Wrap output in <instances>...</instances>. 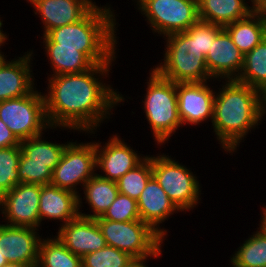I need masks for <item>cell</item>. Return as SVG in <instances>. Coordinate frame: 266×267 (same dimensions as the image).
Instances as JSON below:
<instances>
[{"instance_id":"cell-1","label":"cell","mask_w":266,"mask_h":267,"mask_svg":"<svg viewBox=\"0 0 266 267\" xmlns=\"http://www.w3.org/2000/svg\"><path fill=\"white\" fill-rule=\"evenodd\" d=\"M112 66L98 64L81 73L47 76L44 98L50 126L95 135L126 97L106 83Z\"/></svg>"},{"instance_id":"cell-2","label":"cell","mask_w":266,"mask_h":267,"mask_svg":"<svg viewBox=\"0 0 266 267\" xmlns=\"http://www.w3.org/2000/svg\"><path fill=\"white\" fill-rule=\"evenodd\" d=\"M222 83V88L215 92L211 127L222 150L233 156L246 135L252 129H259L266 106L259 90L237 80H222Z\"/></svg>"},{"instance_id":"cell-3","label":"cell","mask_w":266,"mask_h":267,"mask_svg":"<svg viewBox=\"0 0 266 267\" xmlns=\"http://www.w3.org/2000/svg\"><path fill=\"white\" fill-rule=\"evenodd\" d=\"M114 11L110 4H96L79 21L48 31L41 37L43 44L78 48L95 65L113 64L118 55L116 50H119L116 29L119 23Z\"/></svg>"},{"instance_id":"cell-4","label":"cell","mask_w":266,"mask_h":267,"mask_svg":"<svg viewBox=\"0 0 266 267\" xmlns=\"http://www.w3.org/2000/svg\"><path fill=\"white\" fill-rule=\"evenodd\" d=\"M164 59L153 69L174 83L212 81L198 45V21L187 31L164 37ZM167 39V40H166Z\"/></svg>"},{"instance_id":"cell-5","label":"cell","mask_w":266,"mask_h":267,"mask_svg":"<svg viewBox=\"0 0 266 267\" xmlns=\"http://www.w3.org/2000/svg\"><path fill=\"white\" fill-rule=\"evenodd\" d=\"M142 105L147 122L157 145L166 144L182 126L178 115L176 83L150 68Z\"/></svg>"},{"instance_id":"cell-6","label":"cell","mask_w":266,"mask_h":267,"mask_svg":"<svg viewBox=\"0 0 266 267\" xmlns=\"http://www.w3.org/2000/svg\"><path fill=\"white\" fill-rule=\"evenodd\" d=\"M95 220L107 245L127 252L134 259L161 257L164 239L142 220Z\"/></svg>"},{"instance_id":"cell-7","label":"cell","mask_w":266,"mask_h":267,"mask_svg":"<svg viewBox=\"0 0 266 267\" xmlns=\"http://www.w3.org/2000/svg\"><path fill=\"white\" fill-rule=\"evenodd\" d=\"M152 173L181 212H189L201 201V185L190 168L166 154L152 155Z\"/></svg>"},{"instance_id":"cell-8","label":"cell","mask_w":266,"mask_h":267,"mask_svg":"<svg viewBox=\"0 0 266 267\" xmlns=\"http://www.w3.org/2000/svg\"><path fill=\"white\" fill-rule=\"evenodd\" d=\"M0 119L20 142L55 130L47 119L44 93L36 88L28 95L1 101Z\"/></svg>"},{"instance_id":"cell-9","label":"cell","mask_w":266,"mask_h":267,"mask_svg":"<svg viewBox=\"0 0 266 267\" xmlns=\"http://www.w3.org/2000/svg\"><path fill=\"white\" fill-rule=\"evenodd\" d=\"M136 5L152 33L163 39L187 31L199 20L197 0H141Z\"/></svg>"},{"instance_id":"cell-10","label":"cell","mask_w":266,"mask_h":267,"mask_svg":"<svg viewBox=\"0 0 266 267\" xmlns=\"http://www.w3.org/2000/svg\"><path fill=\"white\" fill-rule=\"evenodd\" d=\"M97 172L96 170V148L95 141L91 142H70L60 159V162L52 172L51 185L72 191L79 195V208L84 202L79 188Z\"/></svg>"},{"instance_id":"cell-11","label":"cell","mask_w":266,"mask_h":267,"mask_svg":"<svg viewBox=\"0 0 266 267\" xmlns=\"http://www.w3.org/2000/svg\"><path fill=\"white\" fill-rule=\"evenodd\" d=\"M40 184L19 183L0 198L2 222L11 226L40 228Z\"/></svg>"},{"instance_id":"cell-12","label":"cell","mask_w":266,"mask_h":267,"mask_svg":"<svg viewBox=\"0 0 266 267\" xmlns=\"http://www.w3.org/2000/svg\"><path fill=\"white\" fill-rule=\"evenodd\" d=\"M107 143L96 142V170H101V174L96 172L97 175L110 181H117L124 176L128 171L134 169L146 157L143 154L137 153L133 150L125 140L118 134L110 135ZM142 155V156H141ZM103 172V174H102Z\"/></svg>"},{"instance_id":"cell-13","label":"cell","mask_w":266,"mask_h":267,"mask_svg":"<svg viewBox=\"0 0 266 267\" xmlns=\"http://www.w3.org/2000/svg\"><path fill=\"white\" fill-rule=\"evenodd\" d=\"M208 82L211 81L176 83L178 115L182 127L201 125L205 121L212 123L216 90Z\"/></svg>"},{"instance_id":"cell-14","label":"cell","mask_w":266,"mask_h":267,"mask_svg":"<svg viewBox=\"0 0 266 267\" xmlns=\"http://www.w3.org/2000/svg\"><path fill=\"white\" fill-rule=\"evenodd\" d=\"M36 228L0 223V253L9 263L36 267L42 235Z\"/></svg>"},{"instance_id":"cell-15","label":"cell","mask_w":266,"mask_h":267,"mask_svg":"<svg viewBox=\"0 0 266 267\" xmlns=\"http://www.w3.org/2000/svg\"><path fill=\"white\" fill-rule=\"evenodd\" d=\"M33 50L24 52L23 56L14 59L7 57L0 64V102L8 99L19 98L30 94L34 86ZM33 54V55H32ZM11 60V61H10Z\"/></svg>"},{"instance_id":"cell-16","label":"cell","mask_w":266,"mask_h":267,"mask_svg":"<svg viewBox=\"0 0 266 267\" xmlns=\"http://www.w3.org/2000/svg\"><path fill=\"white\" fill-rule=\"evenodd\" d=\"M35 9L43 26L44 36L48 31L82 19L95 5L92 0H25Z\"/></svg>"},{"instance_id":"cell-17","label":"cell","mask_w":266,"mask_h":267,"mask_svg":"<svg viewBox=\"0 0 266 267\" xmlns=\"http://www.w3.org/2000/svg\"><path fill=\"white\" fill-rule=\"evenodd\" d=\"M243 58L244 55L233 43L229 33L223 29L215 40H212V46L205 60L213 81L221 82L238 78L243 67Z\"/></svg>"},{"instance_id":"cell-18","label":"cell","mask_w":266,"mask_h":267,"mask_svg":"<svg viewBox=\"0 0 266 267\" xmlns=\"http://www.w3.org/2000/svg\"><path fill=\"white\" fill-rule=\"evenodd\" d=\"M140 219L166 240L167 232L161 224L174 213L181 212L167 196L166 192L152 176L137 200Z\"/></svg>"},{"instance_id":"cell-19","label":"cell","mask_w":266,"mask_h":267,"mask_svg":"<svg viewBox=\"0 0 266 267\" xmlns=\"http://www.w3.org/2000/svg\"><path fill=\"white\" fill-rule=\"evenodd\" d=\"M56 233L63 245L80 257L107 245L96 220L80 215L60 226Z\"/></svg>"},{"instance_id":"cell-20","label":"cell","mask_w":266,"mask_h":267,"mask_svg":"<svg viewBox=\"0 0 266 267\" xmlns=\"http://www.w3.org/2000/svg\"><path fill=\"white\" fill-rule=\"evenodd\" d=\"M79 215V195L51 184L41 185L39 198L40 228L44 220H56L62 226Z\"/></svg>"},{"instance_id":"cell-21","label":"cell","mask_w":266,"mask_h":267,"mask_svg":"<svg viewBox=\"0 0 266 267\" xmlns=\"http://www.w3.org/2000/svg\"><path fill=\"white\" fill-rule=\"evenodd\" d=\"M199 20L222 27L252 13L246 0H197Z\"/></svg>"},{"instance_id":"cell-22","label":"cell","mask_w":266,"mask_h":267,"mask_svg":"<svg viewBox=\"0 0 266 267\" xmlns=\"http://www.w3.org/2000/svg\"><path fill=\"white\" fill-rule=\"evenodd\" d=\"M233 43L245 55L266 37V13L252 12L242 20L223 27Z\"/></svg>"},{"instance_id":"cell-23","label":"cell","mask_w":266,"mask_h":267,"mask_svg":"<svg viewBox=\"0 0 266 267\" xmlns=\"http://www.w3.org/2000/svg\"><path fill=\"white\" fill-rule=\"evenodd\" d=\"M81 189L84 194L83 199L91 208L90 213L92 214L82 213L83 210H80V208L79 214L85 218L92 219L101 217L119 193L115 181L104 179L97 174L92 176Z\"/></svg>"},{"instance_id":"cell-24","label":"cell","mask_w":266,"mask_h":267,"mask_svg":"<svg viewBox=\"0 0 266 267\" xmlns=\"http://www.w3.org/2000/svg\"><path fill=\"white\" fill-rule=\"evenodd\" d=\"M43 47L52 70L48 76L81 73L95 65L78 48L58 47V44H43Z\"/></svg>"},{"instance_id":"cell-25","label":"cell","mask_w":266,"mask_h":267,"mask_svg":"<svg viewBox=\"0 0 266 267\" xmlns=\"http://www.w3.org/2000/svg\"><path fill=\"white\" fill-rule=\"evenodd\" d=\"M266 93V37L249 53L244 55L242 70L236 79Z\"/></svg>"},{"instance_id":"cell-26","label":"cell","mask_w":266,"mask_h":267,"mask_svg":"<svg viewBox=\"0 0 266 267\" xmlns=\"http://www.w3.org/2000/svg\"><path fill=\"white\" fill-rule=\"evenodd\" d=\"M42 137L43 134L23 140L20 142V147L28 157V163L46 164L53 171L71 141L60 144L48 141L47 138L44 140Z\"/></svg>"},{"instance_id":"cell-27","label":"cell","mask_w":266,"mask_h":267,"mask_svg":"<svg viewBox=\"0 0 266 267\" xmlns=\"http://www.w3.org/2000/svg\"><path fill=\"white\" fill-rule=\"evenodd\" d=\"M36 267H82V257L68 250L56 236L43 237Z\"/></svg>"},{"instance_id":"cell-28","label":"cell","mask_w":266,"mask_h":267,"mask_svg":"<svg viewBox=\"0 0 266 267\" xmlns=\"http://www.w3.org/2000/svg\"><path fill=\"white\" fill-rule=\"evenodd\" d=\"M232 254L230 262L239 267H266V234L258 228Z\"/></svg>"},{"instance_id":"cell-29","label":"cell","mask_w":266,"mask_h":267,"mask_svg":"<svg viewBox=\"0 0 266 267\" xmlns=\"http://www.w3.org/2000/svg\"><path fill=\"white\" fill-rule=\"evenodd\" d=\"M152 176V155H147L139 165L116 181L118 191L138 200Z\"/></svg>"},{"instance_id":"cell-30","label":"cell","mask_w":266,"mask_h":267,"mask_svg":"<svg viewBox=\"0 0 266 267\" xmlns=\"http://www.w3.org/2000/svg\"><path fill=\"white\" fill-rule=\"evenodd\" d=\"M20 146L0 148V198L19 184Z\"/></svg>"},{"instance_id":"cell-31","label":"cell","mask_w":266,"mask_h":267,"mask_svg":"<svg viewBox=\"0 0 266 267\" xmlns=\"http://www.w3.org/2000/svg\"><path fill=\"white\" fill-rule=\"evenodd\" d=\"M134 258L127 252L106 245L104 248L85 254L82 267H126Z\"/></svg>"},{"instance_id":"cell-32","label":"cell","mask_w":266,"mask_h":267,"mask_svg":"<svg viewBox=\"0 0 266 267\" xmlns=\"http://www.w3.org/2000/svg\"><path fill=\"white\" fill-rule=\"evenodd\" d=\"M95 219H107L120 222L141 220L137 200L118 193L114 202L105 213L101 217Z\"/></svg>"},{"instance_id":"cell-33","label":"cell","mask_w":266,"mask_h":267,"mask_svg":"<svg viewBox=\"0 0 266 267\" xmlns=\"http://www.w3.org/2000/svg\"><path fill=\"white\" fill-rule=\"evenodd\" d=\"M52 172L46 164L28 163V157L21 151L18 166L19 183L48 185L52 180Z\"/></svg>"},{"instance_id":"cell-34","label":"cell","mask_w":266,"mask_h":267,"mask_svg":"<svg viewBox=\"0 0 266 267\" xmlns=\"http://www.w3.org/2000/svg\"><path fill=\"white\" fill-rule=\"evenodd\" d=\"M223 29L220 25L198 20V45L205 57L212 46V40H215Z\"/></svg>"},{"instance_id":"cell-35","label":"cell","mask_w":266,"mask_h":267,"mask_svg":"<svg viewBox=\"0 0 266 267\" xmlns=\"http://www.w3.org/2000/svg\"><path fill=\"white\" fill-rule=\"evenodd\" d=\"M20 146V141L15 137L9 127L0 119V148Z\"/></svg>"},{"instance_id":"cell-36","label":"cell","mask_w":266,"mask_h":267,"mask_svg":"<svg viewBox=\"0 0 266 267\" xmlns=\"http://www.w3.org/2000/svg\"><path fill=\"white\" fill-rule=\"evenodd\" d=\"M251 1L250 8L252 12L266 13V0H247Z\"/></svg>"},{"instance_id":"cell-37","label":"cell","mask_w":266,"mask_h":267,"mask_svg":"<svg viewBox=\"0 0 266 267\" xmlns=\"http://www.w3.org/2000/svg\"><path fill=\"white\" fill-rule=\"evenodd\" d=\"M147 259L149 261V259H151V258L133 259L126 267H148Z\"/></svg>"},{"instance_id":"cell-38","label":"cell","mask_w":266,"mask_h":267,"mask_svg":"<svg viewBox=\"0 0 266 267\" xmlns=\"http://www.w3.org/2000/svg\"><path fill=\"white\" fill-rule=\"evenodd\" d=\"M1 18V17H0ZM3 20L0 19V48L5 45L6 41L8 40L9 35L3 33ZM0 55H4V53L0 49Z\"/></svg>"},{"instance_id":"cell-39","label":"cell","mask_w":266,"mask_h":267,"mask_svg":"<svg viewBox=\"0 0 266 267\" xmlns=\"http://www.w3.org/2000/svg\"><path fill=\"white\" fill-rule=\"evenodd\" d=\"M260 209H263L261 212V220H260V223H259V227L257 228H260L265 234H266V205L265 207L263 206V208H260ZM263 214V215H262Z\"/></svg>"},{"instance_id":"cell-40","label":"cell","mask_w":266,"mask_h":267,"mask_svg":"<svg viewBox=\"0 0 266 267\" xmlns=\"http://www.w3.org/2000/svg\"><path fill=\"white\" fill-rule=\"evenodd\" d=\"M9 262L7 259L0 253V267H3L4 265L8 264Z\"/></svg>"},{"instance_id":"cell-41","label":"cell","mask_w":266,"mask_h":267,"mask_svg":"<svg viewBox=\"0 0 266 267\" xmlns=\"http://www.w3.org/2000/svg\"><path fill=\"white\" fill-rule=\"evenodd\" d=\"M3 267H29V266H24L22 264H17V263H8L4 265Z\"/></svg>"},{"instance_id":"cell-42","label":"cell","mask_w":266,"mask_h":267,"mask_svg":"<svg viewBox=\"0 0 266 267\" xmlns=\"http://www.w3.org/2000/svg\"><path fill=\"white\" fill-rule=\"evenodd\" d=\"M6 57H7L6 54L5 55H0V64Z\"/></svg>"},{"instance_id":"cell-43","label":"cell","mask_w":266,"mask_h":267,"mask_svg":"<svg viewBox=\"0 0 266 267\" xmlns=\"http://www.w3.org/2000/svg\"><path fill=\"white\" fill-rule=\"evenodd\" d=\"M264 103H265V106H266V93L264 94Z\"/></svg>"},{"instance_id":"cell-44","label":"cell","mask_w":266,"mask_h":267,"mask_svg":"<svg viewBox=\"0 0 266 267\" xmlns=\"http://www.w3.org/2000/svg\"><path fill=\"white\" fill-rule=\"evenodd\" d=\"M231 263V267H239V266H236V265H234L232 262H230Z\"/></svg>"},{"instance_id":"cell-45","label":"cell","mask_w":266,"mask_h":267,"mask_svg":"<svg viewBox=\"0 0 266 267\" xmlns=\"http://www.w3.org/2000/svg\"><path fill=\"white\" fill-rule=\"evenodd\" d=\"M137 4L141 1V0H134Z\"/></svg>"}]
</instances>
